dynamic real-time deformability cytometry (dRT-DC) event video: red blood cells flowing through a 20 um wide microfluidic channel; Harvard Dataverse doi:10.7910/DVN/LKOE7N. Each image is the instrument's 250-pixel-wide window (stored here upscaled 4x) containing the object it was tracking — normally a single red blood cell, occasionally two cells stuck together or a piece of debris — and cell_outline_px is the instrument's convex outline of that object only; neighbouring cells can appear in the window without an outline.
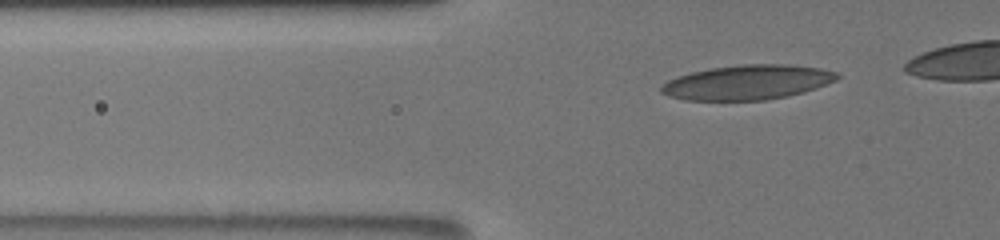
{"species": "human", "species_latin": "Homo sapiens", "temperature_condition": "room temperature", "stored_images_in_passage": 13, "camera_frame_rate_fps": 3000, "um_per_image_px": 0.085, "donor": {"sex": "male"}, "frame": {"image": 1, "passage_image": 5, "time_ms": 1.333, "image_size_px": [1000, 240], "cell_outline_px": [[840, 76], [836, 80], [804, 92], [788, 96], [764, 100], [688, 100], [668, 96], [660, 92], [660, 84], [676, 76], [692, 72], [712, 68], [744, 64], [788, 64], [820, 68], [840, 72]], "centroid_in_image_um": [63.53, 6.99], "position_along_channel_um": 62.3, "area_um2": 35.6}}